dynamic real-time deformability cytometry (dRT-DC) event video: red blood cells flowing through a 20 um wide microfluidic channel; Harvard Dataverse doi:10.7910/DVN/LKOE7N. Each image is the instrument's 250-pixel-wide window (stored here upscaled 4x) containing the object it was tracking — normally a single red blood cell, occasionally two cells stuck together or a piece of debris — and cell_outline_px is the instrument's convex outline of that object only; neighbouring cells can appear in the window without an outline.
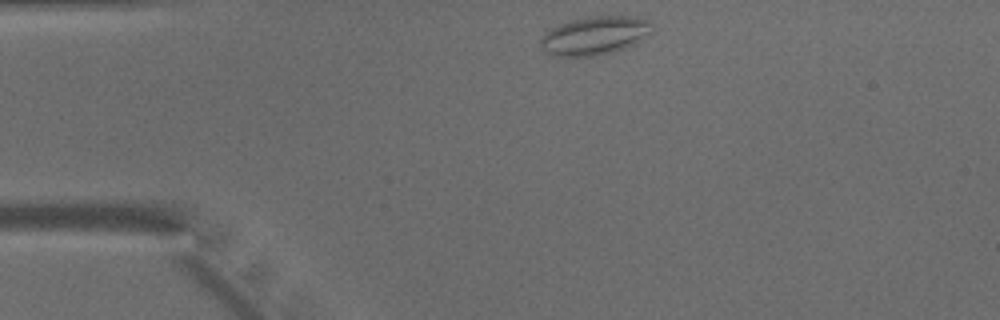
{"species": "common noctule bat (a hibernating species)", "species_latin": "Nyctalus noctula", "temperature_condition": "warm", "stored_images_in_passage": 38, "camera_frame_rate_fps": 3000, "um_per_image_px": 0.085, "animal": {"sex": "male", "body_mass_g": 15.6}, "frame": {"image": 1, "passage_image": 1, "time_ms": 0.0, "image_size_px": [1000, 320], "cell_outline_px": [[652, 32], [632, 44], [624, 48], [612, 52], [592, 56], [548, 56], [540, 48], [540, 40], [548, 28], [568, 20], [588, 16], [636, 16], [652, 20]], "centroid_in_image_um": [50.5, 3.01], "position_along_channel_um": 34.5, "area_um2": 25.43}}
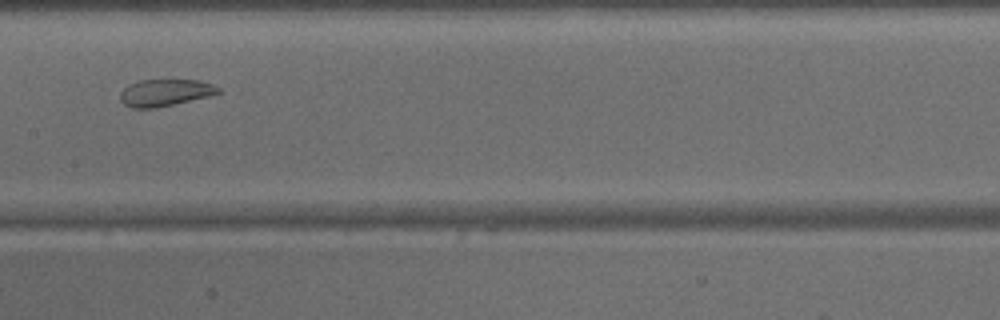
{"frame": {"image": 2, "passage_image": 15, "time_ms": 4.667, "image_size_px": [1000, 320], "cell_outline_px": [[224, 92], [208, 96], [156, 108], [132, 108], [124, 104], [120, 100], [120, 92], [128, 84], [136, 80], [196, 80], [212, 84], [220, 88]], "centroid_in_image_um": [14.01, 7.87], "position_along_channel_um": 193.4, "area_um2": 15.43}}
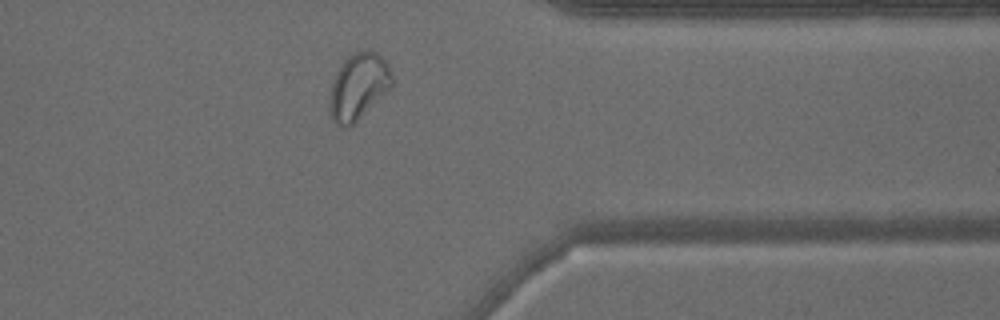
{"frame": {"image": 3, "passage_image": 29, "time_ms": 9.333, "image_size_px": [1000, 320], "cell_outline_px": [[392, 84], [352, 124], [344, 128], [336, 124], [332, 120], [332, 84], [344, 60], [352, 52], [368, 48], [376, 52], [388, 64], [392, 72]], "centroid_in_image_um": [30.49, 7.27], "position_along_channel_um": 380.9, "area_um2": 23.0}}